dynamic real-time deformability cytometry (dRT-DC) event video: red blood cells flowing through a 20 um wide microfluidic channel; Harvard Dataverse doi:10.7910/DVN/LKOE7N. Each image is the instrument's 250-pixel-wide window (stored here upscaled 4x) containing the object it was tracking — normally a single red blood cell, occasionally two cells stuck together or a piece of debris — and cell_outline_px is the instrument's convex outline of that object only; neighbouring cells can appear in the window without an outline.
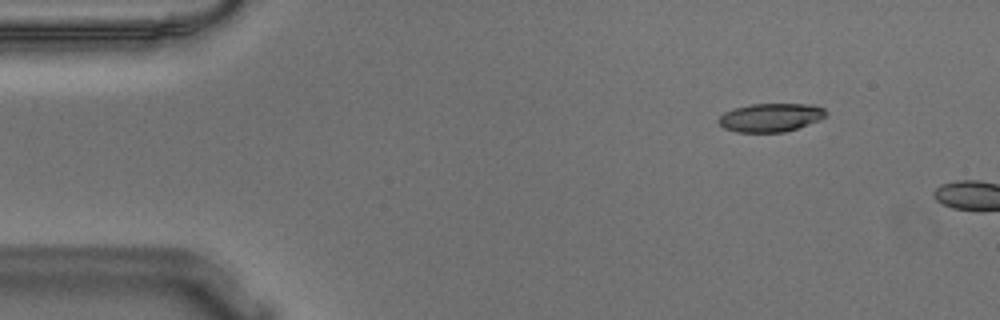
{"species": "Egyptian fruit bat (a non-hibernating species)", "species_latin": "Rousettus aegyptiacus", "temperature_condition": "warm", "stored_images_in_passage": 9, "camera_frame_rate_fps": 3000, "um_per_image_px": 0.085, "animal": {"sex": "male"}, "frame": {"image": 1, "passage_image": 7, "time_ms": 2.0, "image_size_px": [1000, 320], "cell_outline_px": [[828, 112], [820, 120], [784, 132], [736, 132], [724, 128], [716, 120], [724, 112], [736, 108], [752, 104], [808, 104], [824, 108]], "centroid_in_image_um": [65.49, 9.99], "position_along_channel_um": 19.5, "area_um2": 17.69}}